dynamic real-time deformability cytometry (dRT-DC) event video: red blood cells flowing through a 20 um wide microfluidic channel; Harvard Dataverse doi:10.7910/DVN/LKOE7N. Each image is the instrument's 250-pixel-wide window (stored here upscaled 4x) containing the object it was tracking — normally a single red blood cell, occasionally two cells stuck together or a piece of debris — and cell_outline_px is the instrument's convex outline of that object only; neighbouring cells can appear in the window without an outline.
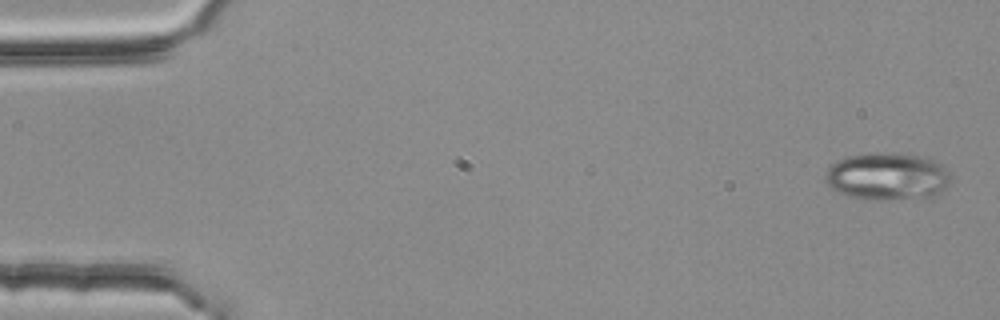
{"species": "common noctule bat (a hibernating species)", "species_latin": "Nyctalus noctula", "temperature_condition": "room temperature", "stored_images_in_passage": 4, "camera_frame_rate_fps": 3000, "um_per_image_px": 0.085, "animal": {"sex": "female", "body_mass_g": 25.1}, "frame": {"image": 1, "passage_image": 1, "time_ms": 0.0, "image_size_px": [1000, 320], "cell_outline_px": [[952, 176], [948, 184], [936, 196], [848, 196], [832, 188], [824, 180], [824, 176], [828, 168], [836, 160], [848, 156], [872, 152], [908, 152], [924, 156], [936, 160]], "centroid_in_image_um": [75.44, 14.89], "position_along_channel_um": 9.6, "area_um2": 33.81}}